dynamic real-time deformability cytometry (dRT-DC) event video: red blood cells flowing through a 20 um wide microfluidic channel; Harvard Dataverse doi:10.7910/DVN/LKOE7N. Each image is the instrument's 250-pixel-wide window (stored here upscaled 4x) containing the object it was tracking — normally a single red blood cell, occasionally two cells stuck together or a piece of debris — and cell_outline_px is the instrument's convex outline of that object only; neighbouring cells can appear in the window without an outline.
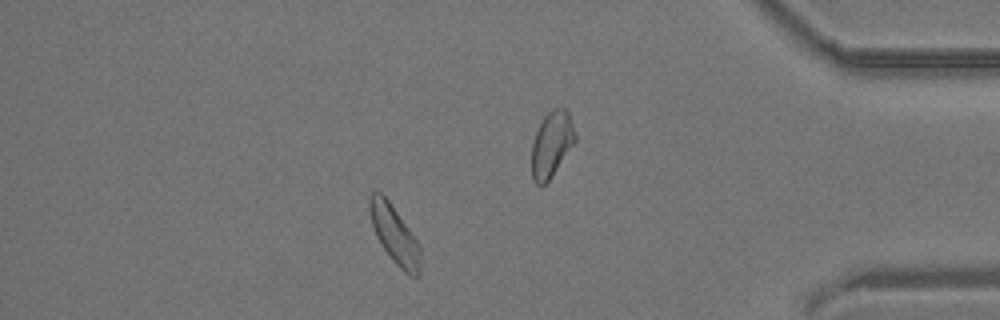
{"species": "common noctule bat (a hibernating species)", "species_latin": "Nyctalus noctula", "temperature_condition": "room temperature", "stored_images_in_passage": 46, "camera_frame_rate_fps": 3000, "um_per_image_px": 0.085, "animal": {"sex": "male", "body_mass_g": 19.2, "forearm_length_mm": 51.8}, "frame": {"image": 1, "passage_image": 40, "time_ms": 13.0, "image_size_px": [1000, 320], "cell_outline_px": [[420, 272], [416, 276], [408, 276], [392, 260], [380, 244], [376, 236], [372, 224], [368, 208], [368, 196], [372, 192], [380, 192], [388, 200], [420, 244]], "centroid_in_image_um": [33.52, 19.95], "position_along_channel_um": 401.7, "area_um2": 17.17}}